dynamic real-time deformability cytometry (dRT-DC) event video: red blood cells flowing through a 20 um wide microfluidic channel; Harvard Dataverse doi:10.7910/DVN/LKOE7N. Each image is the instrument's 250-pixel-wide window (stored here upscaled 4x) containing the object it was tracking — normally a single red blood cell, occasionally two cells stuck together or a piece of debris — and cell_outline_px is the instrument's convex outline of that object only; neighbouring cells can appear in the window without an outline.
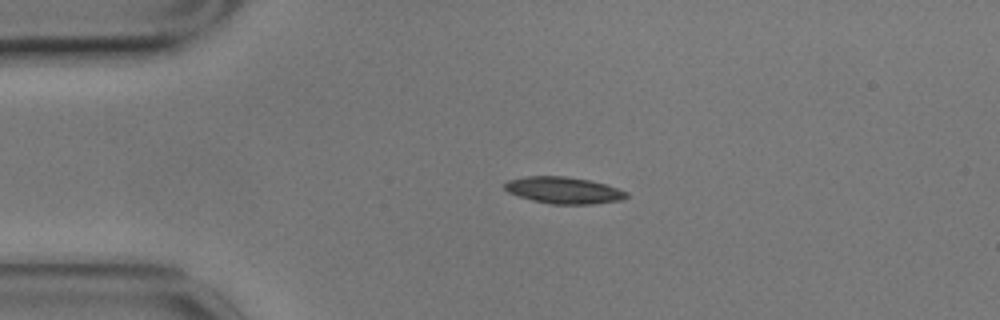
{"species": "common noctule bat (a hibernating species)", "species_latin": "Nyctalus noctula", "temperature_condition": "cold", "stored_images_in_passage": 17, "camera_frame_rate_fps": 3000, "um_per_image_px": 0.085, "animal": {"sex": "male", "body_mass_g": 17.9}, "frame": {"image": 1, "passage_image": 1, "time_ms": 0.0, "image_size_px": [1000, 320], "cell_outline_px": [[628, 196], [620, 200], [592, 204], [552, 204], [532, 200], [508, 192], [504, 188], [504, 184], [508, 180], [528, 176], [564, 176], [588, 180], [604, 184], [628, 192]], "centroid_in_image_um": [47.89, 16.17], "position_along_channel_um": 37.1, "area_um2": 18.67}}